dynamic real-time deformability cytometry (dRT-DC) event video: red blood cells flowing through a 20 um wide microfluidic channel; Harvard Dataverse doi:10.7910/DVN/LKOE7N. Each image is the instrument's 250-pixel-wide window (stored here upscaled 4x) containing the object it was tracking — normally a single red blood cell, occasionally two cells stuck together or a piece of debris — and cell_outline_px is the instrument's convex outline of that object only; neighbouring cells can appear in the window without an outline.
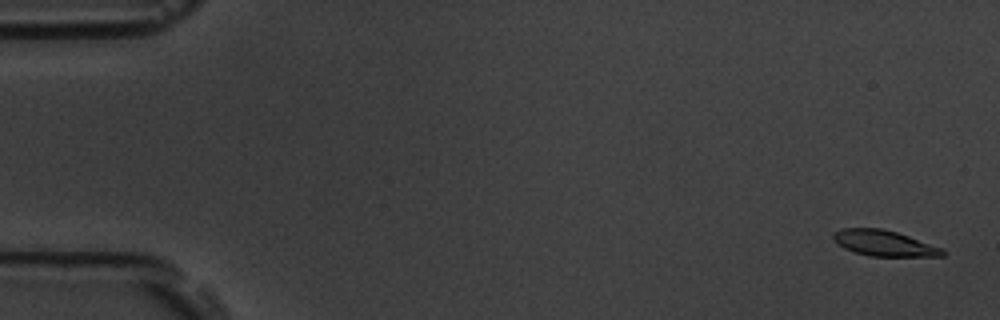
{"species": "common noctule bat (a hibernating species)", "species_latin": "Nyctalus noctula", "temperature_condition": "room temperature", "stored_images_in_passage": 55, "camera_frame_rate_fps": 3000, "um_per_image_px": 0.085, "animal": {"sex": "male", "body_mass_g": 19.5, "forearm_length_mm": 54.6}, "frame": {"image": 1, "passage_image": 2, "time_ms": 0.333, "image_size_px": [1000, 320], "cell_outline_px": [[948, 252], [944, 256], [872, 256], [852, 252], [836, 244], [832, 240], [832, 236], [836, 232], [844, 228], [880, 228], [896, 232], [944, 248]], "centroid_in_image_um": [75.16, 20.68], "position_along_channel_um": 9.8, "area_um2": 16.47}}
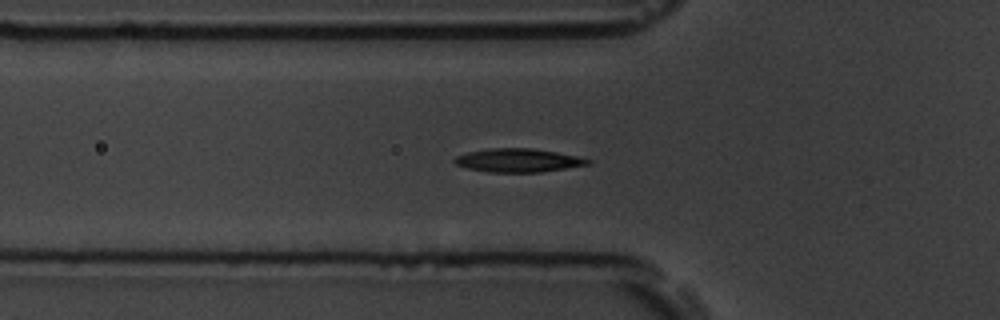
{"frame": {"image": 2, "passage_image": 19, "time_ms": 6.0, "image_size_px": [1000, 320], "cell_outline_px": [[592, 164], [544, 172], [488, 172], [468, 168], [456, 164], [452, 160], [456, 156], [468, 152], [492, 148], [532, 148], [580, 156], [592, 160]], "centroid_in_image_um": [44.11, 13.63], "position_along_channel_um": 81.7, "area_um2": 18.38}}
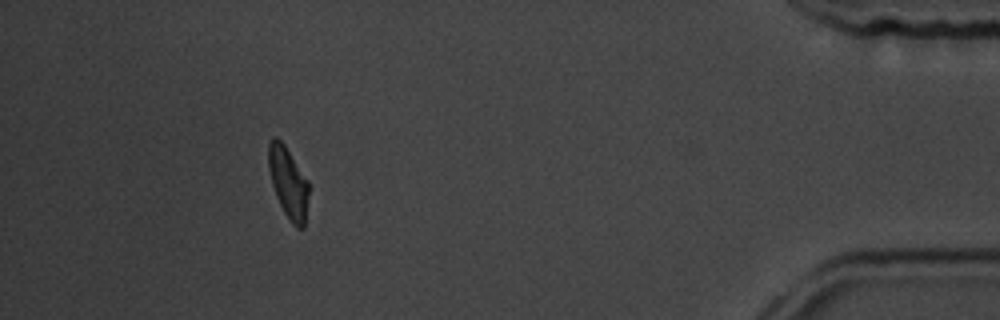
{"frame": {"image": 3, "passage_image": 50, "time_ms": 16.333, "image_size_px": [1000, 320], "cell_outline_px": [[308, 196], [304, 228], [296, 228], [292, 224], [284, 212], [276, 196], [272, 184], [268, 168], [268, 144], [272, 136], [276, 136], [284, 144], [308, 180]], "centroid_in_image_um": [24.49, 15.5], "position_along_channel_um": 410.7, "area_um2": 16.65}, "authors_computed_cell_mechanics": {"area_um2": 17.4556, "velocity_mm_per_s": 3.7448, "shape_relaxation_time_tau1_ms": 3.1564, "shape_relaxation_time_tau2_ms": 3.6044, "deformation_change_tau1": 0.1221, "deformation_change_tau2": 0.0895}}